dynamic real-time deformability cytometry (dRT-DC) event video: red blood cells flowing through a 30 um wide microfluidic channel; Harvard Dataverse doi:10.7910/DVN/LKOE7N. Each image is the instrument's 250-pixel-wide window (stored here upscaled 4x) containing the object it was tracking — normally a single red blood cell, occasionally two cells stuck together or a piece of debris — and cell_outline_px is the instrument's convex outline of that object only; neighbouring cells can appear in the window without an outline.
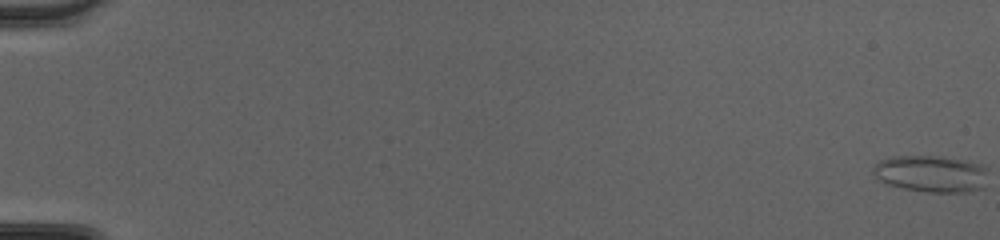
{"species": "common noctule bat (a hibernating species)", "species_latin": "Nyctalus noctula", "temperature_condition": "cold", "stored_images_in_passage": 9, "camera_frame_rate_fps": 3000, "um_per_image_px": 0.085, "animal": {"sex": "female", "body_mass_g": 20.0, "forearm_length_mm": 54.0}, "frame": {"image": 1, "passage_image": 1, "time_ms": 0.0, "image_size_px": [1000, 240], "cell_outline_px": [[980, 172], [976, 188], [964, 192], [928, 192], [904, 188], [892, 184], [876, 176], [872, 172], [876, 164], [884, 160], [900, 156], [928, 156], [956, 160], [972, 164], [980, 168]], "centroid_in_image_um": [78.93, 14.78], "position_along_channel_um": 6.1, "area_um2": 22.2}}